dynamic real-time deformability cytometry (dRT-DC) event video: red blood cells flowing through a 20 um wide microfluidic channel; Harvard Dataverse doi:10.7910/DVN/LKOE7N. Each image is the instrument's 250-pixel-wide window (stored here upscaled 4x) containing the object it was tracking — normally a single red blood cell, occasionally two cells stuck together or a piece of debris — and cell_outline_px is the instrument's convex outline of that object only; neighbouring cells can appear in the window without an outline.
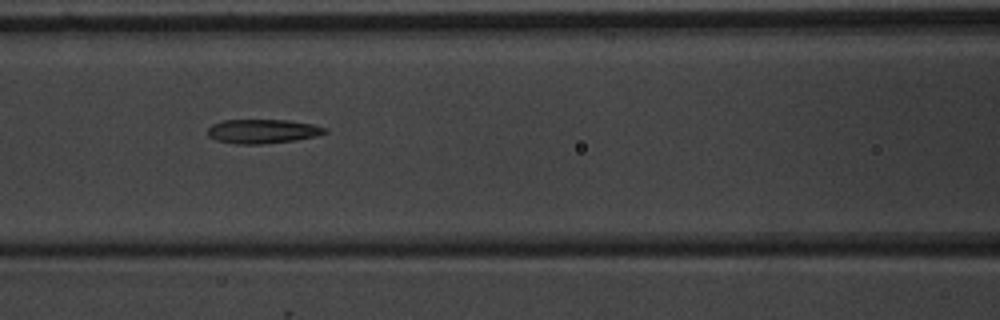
{"species": "common noctule bat (a hibernating species)", "species_latin": "Nyctalus noctula", "temperature_condition": "warm", "stored_images_in_passage": 5, "camera_frame_rate_fps": 3000, "um_per_image_px": 0.085, "animal": {"sex": "male", "body_mass_g": 20.1, "forearm_length_mm": 53.5}, "frame": {"image": 1, "passage_image": 5, "time_ms": 5.0, "image_size_px": [1000, 320], "cell_outline_px": [[328, 132], [316, 136], [296, 140], [260, 144], [236, 144], [216, 140], [208, 136], [208, 128], [212, 124], [224, 120], [288, 120], [312, 124], [328, 128]], "centroid_in_image_um": [22.33, 11.16], "position_along_channel_um": 144.3, "area_um2": 16.53}}